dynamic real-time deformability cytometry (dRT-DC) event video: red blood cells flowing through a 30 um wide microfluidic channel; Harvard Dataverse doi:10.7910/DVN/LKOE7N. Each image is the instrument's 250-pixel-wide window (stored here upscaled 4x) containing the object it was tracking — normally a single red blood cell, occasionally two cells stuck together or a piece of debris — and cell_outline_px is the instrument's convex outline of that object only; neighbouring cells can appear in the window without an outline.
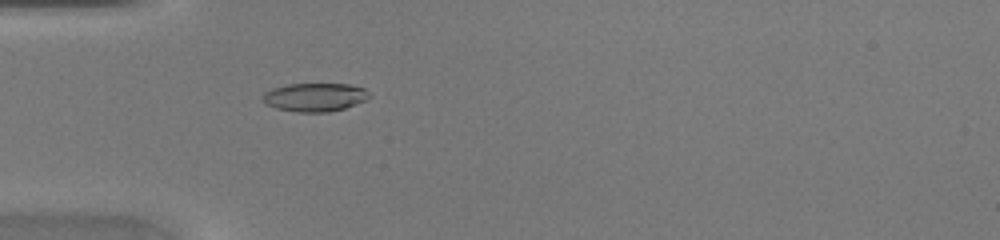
{"species": "common noctule bat (a hibernating species)", "species_latin": "Nyctalus noctula", "temperature_condition": "warm", "stored_images_in_passage": 33, "camera_frame_rate_fps": 3000, "um_per_image_px": 0.085, "animal": {"sex": "female", "body_mass_g": 20.0, "forearm_length_mm": 54.0}, "frame": {"image": 1, "passage_image": 1, "time_ms": 0.0, "image_size_px": [1000, 240], "cell_outline_px": [[372, 96], [356, 104], [344, 108], [328, 112], [296, 112], [276, 108], [264, 104], [260, 100], [260, 96], [264, 92], [272, 88], [288, 84], [348, 84], [364, 88]], "centroid_in_image_um": [26.7, 8.26], "position_along_channel_um": 58.3, "area_um2": 17.86}}
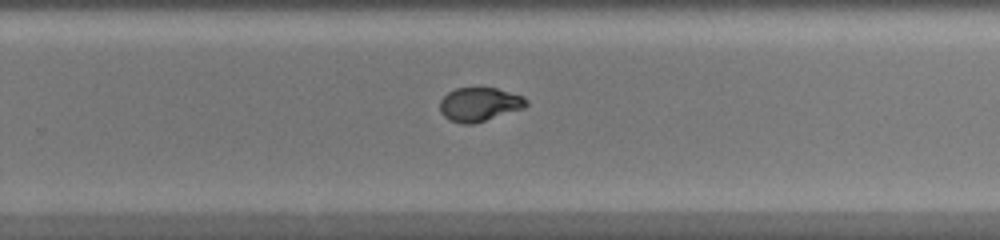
{"frame": {"image": 2, "passage_image": 17, "time_ms": 5.333, "image_size_px": [1000, 240], "cell_outline_px": [[528, 104], [524, 108], [472, 124], [464, 124], [448, 120], [440, 112], [440, 100], [448, 92], [456, 88], [496, 88], [524, 96], [528, 100]], "centroid_in_image_um": [40.75, 8.87], "position_along_channel_um": 289.1, "area_um2": 16.99}}
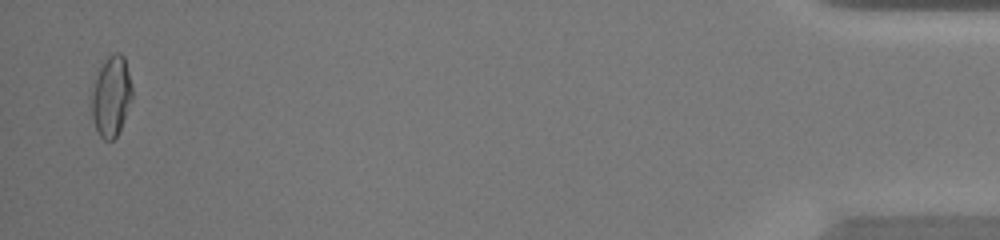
{"frame": {"image": 3, "passage_image": 32, "time_ms": 10.333, "image_size_px": [1000, 240], "cell_outline_px": [[132, 100], [120, 128], [116, 136], [112, 140], [104, 140], [100, 136], [96, 128], [92, 116], [92, 92], [100, 68], [108, 56], [116, 52], [120, 52], [124, 56], [132, 88]], "centroid_in_image_um": [9.47, 8.18], "position_along_channel_um": 425.7, "area_um2": 18.55}}